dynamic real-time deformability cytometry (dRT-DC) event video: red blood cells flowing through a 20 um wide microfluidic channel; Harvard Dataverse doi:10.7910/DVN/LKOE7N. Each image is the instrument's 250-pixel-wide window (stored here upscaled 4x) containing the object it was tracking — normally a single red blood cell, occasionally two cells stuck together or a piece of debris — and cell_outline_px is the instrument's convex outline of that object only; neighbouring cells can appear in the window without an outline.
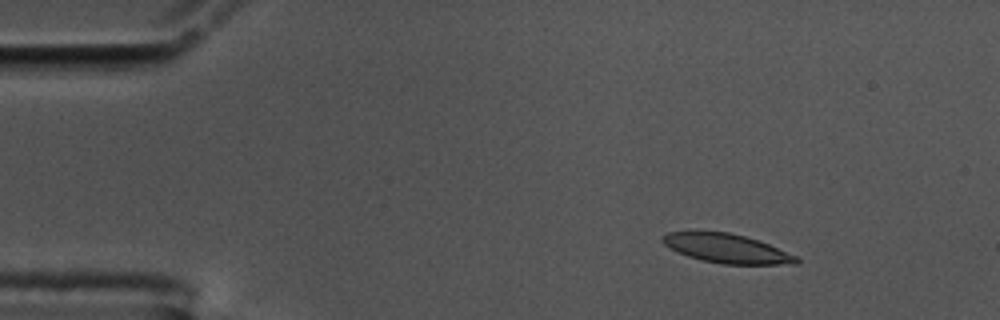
{"species": "common noctule bat (a hibernating species)", "species_latin": "Nyctalus noctula", "temperature_condition": "cold", "stored_images_in_passage": 49, "camera_frame_rate_fps": 3000, "um_per_image_px": 0.085, "animal": {"sex": "male", "body_mass_g": 17.5, "forearm_length_mm": 52.3}, "frame": {"image": 1, "passage_image": 1, "time_ms": 0.0, "image_size_px": [1000, 320], "cell_outline_px": [[800, 260], [796, 264], [724, 264], [704, 260], [688, 256], [668, 248], [660, 240], [668, 232], [728, 232], [744, 236], [768, 244], [796, 256]], "centroid_in_image_um": [61.76, 21.12], "position_along_channel_um": 23.2, "area_um2": 22.2}}
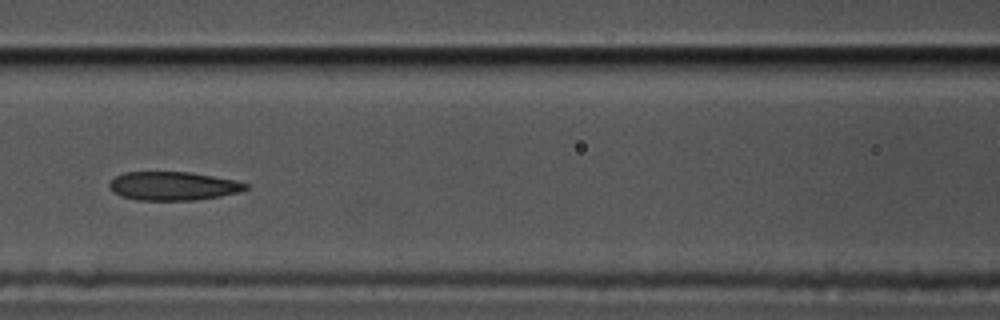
{"frame": {"image": 2, "passage_image": 18, "time_ms": 5.667, "image_size_px": [1000, 320], "cell_outline_px": [[248, 188], [240, 192], [220, 196], [196, 200], [136, 200], [120, 196], [112, 192], [108, 188], [108, 184], [116, 176], [124, 172], [188, 172], [236, 180], [248, 184]], "centroid_in_image_um": [14.69, 15.81], "position_along_channel_um": 151.9, "area_um2": 22.83}}
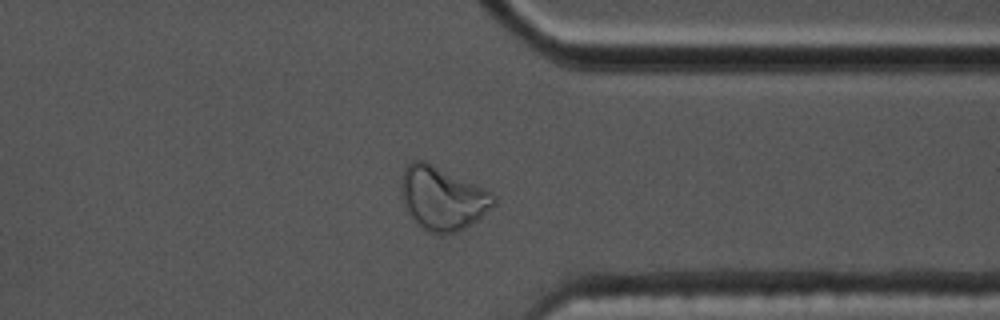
{"frame": {"image": 3, "passage_image": 37, "time_ms": 12.0, "image_size_px": [1000, 320], "cell_outline_px": [[496, 204], [476, 220], [464, 228], [456, 232], [444, 236], [428, 232], [420, 228], [408, 212], [400, 192], [400, 184], [404, 168], [412, 160], [424, 160], [492, 192], [496, 196]], "centroid_in_image_um": [37.59, 16.87], "position_along_channel_um": 373.8, "area_um2": 34.22}, "authors_computed_cell_mechanics": {"area_um2": 23.7558, "velocity_mm_per_s": 3.5578, "shape_relaxation_time_tau1_ms": null, "shape_relaxation_time_tau2_ms": 2.9006, "deformation_change_tau1": null, "deformation_change_tau2": 0.101}}